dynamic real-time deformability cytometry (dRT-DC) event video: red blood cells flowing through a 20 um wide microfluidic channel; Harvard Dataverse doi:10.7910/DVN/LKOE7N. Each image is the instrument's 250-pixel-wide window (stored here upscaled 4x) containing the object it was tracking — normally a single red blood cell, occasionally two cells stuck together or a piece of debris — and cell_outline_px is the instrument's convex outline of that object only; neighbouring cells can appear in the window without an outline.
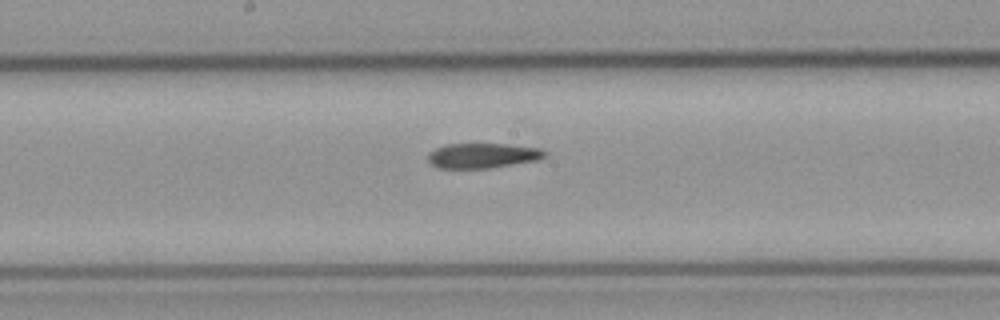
{"species": "common noctule bat (a hibernating species)", "species_latin": "Nyctalus noctula", "temperature_condition": "cold", "stored_images_in_passage": 8, "camera_frame_rate_fps": 3000, "um_per_image_px": 0.085, "animal": {"sex": "male", "body_mass_g": 23.1, "forearm_length_mm": 52.7}, "frame": {"image": 1, "passage_image": 8, "time_ms": 8.667, "image_size_px": [1000, 320], "cell_outline_px": [[548, 156], [540, 160], [488, 168], [436, 168], [428, 160], [428, 152], [444, 144], [504, 144], [540, 148], [548, 152]], "centroid_in_image_um": [41.05, 13.22], "position_along_channel_um": 207.1, "area_um2": 17.17}}